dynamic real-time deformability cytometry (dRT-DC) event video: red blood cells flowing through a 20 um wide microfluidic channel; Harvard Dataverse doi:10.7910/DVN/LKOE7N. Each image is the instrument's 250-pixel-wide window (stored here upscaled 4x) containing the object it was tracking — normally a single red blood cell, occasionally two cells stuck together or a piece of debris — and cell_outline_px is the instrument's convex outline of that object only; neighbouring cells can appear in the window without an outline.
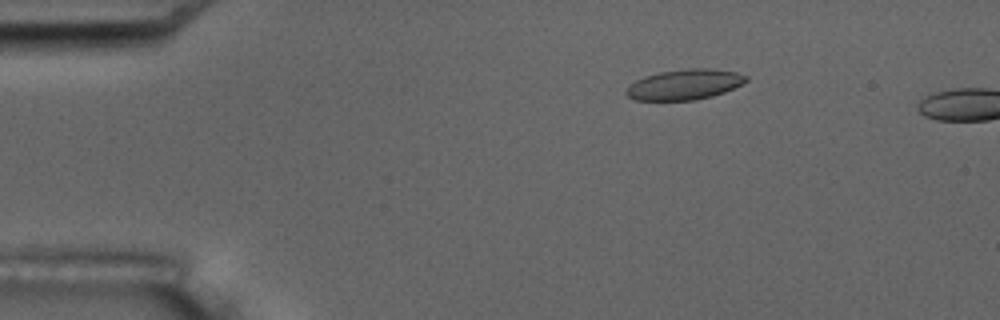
{"species": "common noctule bat (a hibernating species)", "species_latin": "Nyctalus noctula", "temperature_condition": "room temperature", "stored_images_in_passage": 4, "camera_frame_rate_fps": 3000, "um_per_image_px": 0.085, "animal": {"sex": "male", "body_mass_g": 17.5, "forearm_length_mm": 52.3}, "frame": {"image": 1, "passage_image": 3, "time_ms": 2.333, "image_size_px": [1000, 320], "cell_outline_px": [[748, 80], [724, 92], [712, 96], [696, 100], [636, 100], [628, 96], [624, 92], [636, 80], [644, 76], [660, 72], [688, 68], [712, 68], [736, 72], [748, 76]], "centroid_in_image_um": [58.2, 7.17], "position_along_channel_um": 26.8, "area_um2": 21.1}}